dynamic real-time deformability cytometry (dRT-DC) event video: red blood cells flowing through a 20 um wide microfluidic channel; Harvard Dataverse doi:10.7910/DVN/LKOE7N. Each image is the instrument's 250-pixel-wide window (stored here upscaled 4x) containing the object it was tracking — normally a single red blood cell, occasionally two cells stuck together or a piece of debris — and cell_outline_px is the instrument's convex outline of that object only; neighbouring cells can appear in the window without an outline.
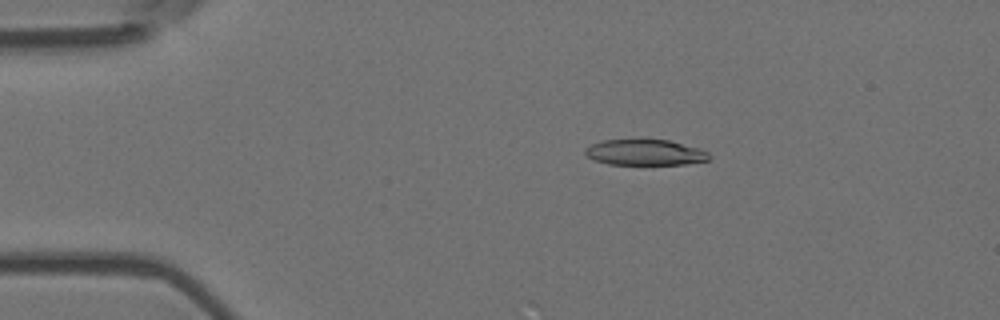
{"species": "Egyptian fruit bat (a non-hibernating species)", "species_latin": "Rousettus aegyptiacus", "temperature_condition": "room temperature", "stored_images_in_passage": 5, "camera_frame_rate_fps": 3000, "um_per_image_px": 0.085, "animal": {"sex": "female"}, "frame": {"image": 1, "passage_image": 3, "time_ms": 0.667, "image_size_px": [1000, 320], "cell_outline_px": [[712, 156], [708, 160], [684, 164], [608, 164], [596, 160], [588, 156], [584, 152], [584, 148], [592, 144], [604, 140], [668, 140], [700, 148], [708, 152]], "centroid_in_image_um": [54.85, 12.95], "position_along_channel_um": 30.1, "area_um2": 18.44}}
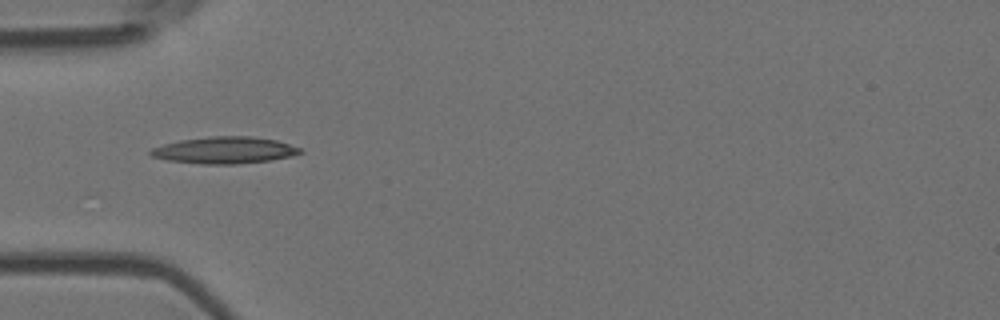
{"frame": {"image": 2, "passage_image": 5, "time_ms": 1.333, "image_size_px": [1000, 320], "cell_outline_px": [[304, 152], [292, 156], [272, 160], [236, 164], [200, 164], [168, 160], [152, 156], [148, 152], [152, 148], [164, 144], [180, 140], [212, 136], [252, 136], [276, 140], [300, 148]], "centroid_in_image_um": [19.1, 12.77], "position_along_channel_um": 65.9, "area_um2": 23.29}}